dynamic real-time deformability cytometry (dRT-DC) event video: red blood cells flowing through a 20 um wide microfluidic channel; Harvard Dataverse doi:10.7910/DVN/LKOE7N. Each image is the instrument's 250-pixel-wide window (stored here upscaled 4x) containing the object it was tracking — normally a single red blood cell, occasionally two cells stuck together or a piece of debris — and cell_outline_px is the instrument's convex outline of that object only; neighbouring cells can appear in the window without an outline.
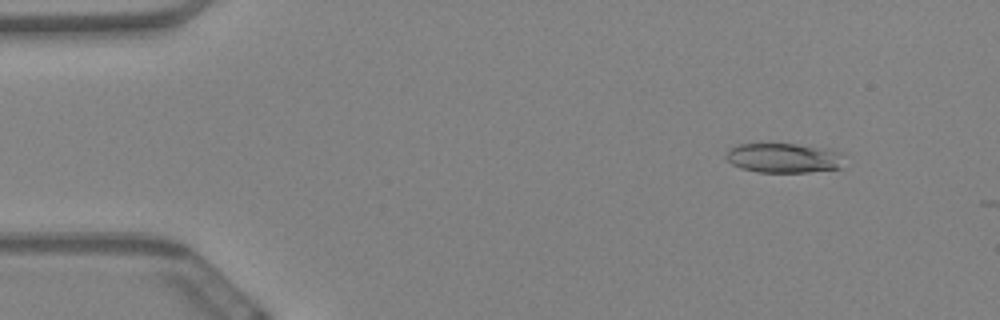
{"species": "Egyptian fruit bat (a non-hibernating species)", "species_latin": "Rousettus aegyptiacus", "temperature_condition": "warm", "stored_images_in_passage": 9, "camera_frame_rate_fps": 3000, "um_per_image_px": 0.085, "animal": {"sex": "female"}, "frame": {"image": 1, "passage_image": 7, "time_ms": 2.0, "image_size_px": [1000, 320], "cell_outline_px": [[840, 168], [808, 172], [756, 172], [740, 168], [732, 164], [728, 160], [728, 148], [740, 144], [796, 144], [832, 148], [840, 152]], "centroid_in_image_um": [66.61, 13.42], "position_along_channel_um": 18.4, "area_um2": 20.29}}